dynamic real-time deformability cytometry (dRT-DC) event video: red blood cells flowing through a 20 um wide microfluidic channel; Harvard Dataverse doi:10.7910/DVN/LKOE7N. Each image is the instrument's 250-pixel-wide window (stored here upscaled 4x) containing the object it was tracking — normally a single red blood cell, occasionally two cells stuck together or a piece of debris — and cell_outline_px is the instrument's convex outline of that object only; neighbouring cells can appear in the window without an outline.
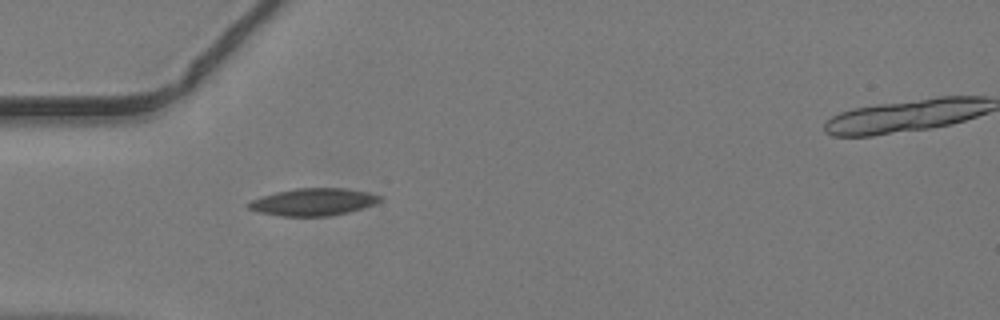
{"species": "common noctule bat (a hibernating species)", "species_latin": "Nyctalus noctula", "temperature_condition": "warm", "stored_images_in_passage": 24, "camera_frame_rate_fps": 3000, "um_per_image_px": 0.085, "animal": {"sex": "male", "body_mass_g": 19.2, "forearm_length_mm": 51.8}, "frame": {"image": 1, "passage_image": 1, "time_ms": 0.0, "image_size_px": [1000, 320], "cell_outline_px": [[380, 200], [372, 204], [348, 212], [328, 216], [280, 216], [260, 212], [248, 208], [244, 204], [252, 200], [276, 192], [296, 188], [344, 188], [368, 192], [380, 196]], "centroid_in_image_um": [26.58, 17.16], "position_along_channel_um": 58.4, "area_um2": 20.58}}
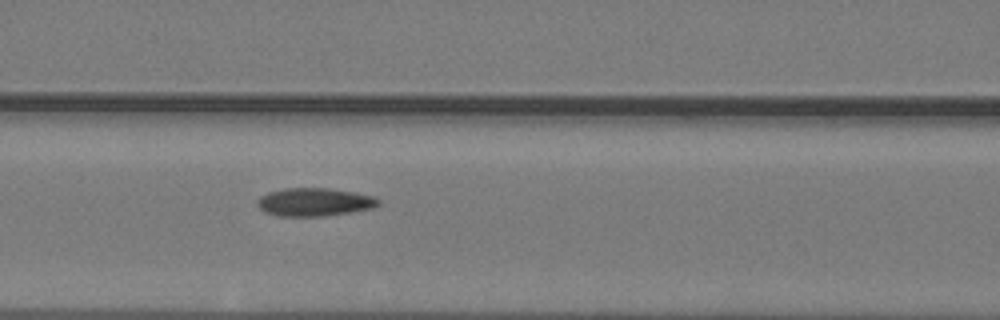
{"frame": {"image": 2, "passage_image": 7, "time_ms": 2.0, "image_size_px": [1000, 320], "cell_outline_px": [[380, 204], [376, 208], [324, 216], [280, 216], [264, 212], [256, 204], [256, 200], [260, 196], [268, 192], [284, 188], [328, 188], [352, 192], [372, 196], [380, 200]], "centroid_in_image_um": [26.71, 17.18], "position_along_channel_um": 139.9, "area_um2": 19.94}}
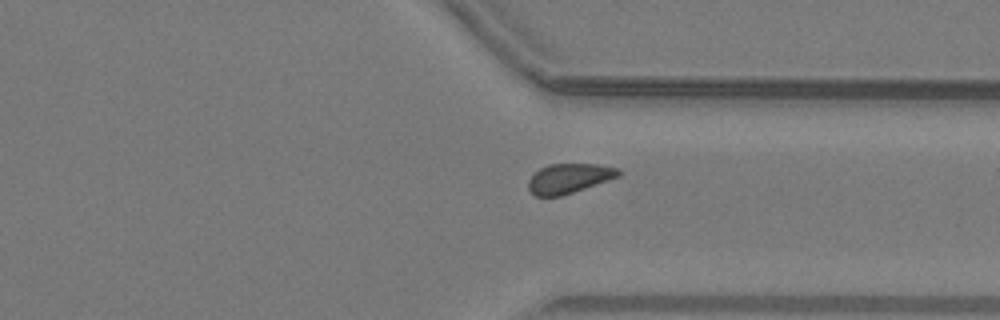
{"frame": {"image": 3, "passage_image": 24, "time_ms": 7.667, "image_size_px": [1000, 320], "cell_outline_px": [[620, 176], [560, 196], [536, 196], [528, 188], [528, 180], [540, 168], [548, 164], [596, 164], [620, 168]], "centroid_in_image_um": [48.37, 15.15], "position_along_channel_um": 363.0, "area_um2": 15.37}}